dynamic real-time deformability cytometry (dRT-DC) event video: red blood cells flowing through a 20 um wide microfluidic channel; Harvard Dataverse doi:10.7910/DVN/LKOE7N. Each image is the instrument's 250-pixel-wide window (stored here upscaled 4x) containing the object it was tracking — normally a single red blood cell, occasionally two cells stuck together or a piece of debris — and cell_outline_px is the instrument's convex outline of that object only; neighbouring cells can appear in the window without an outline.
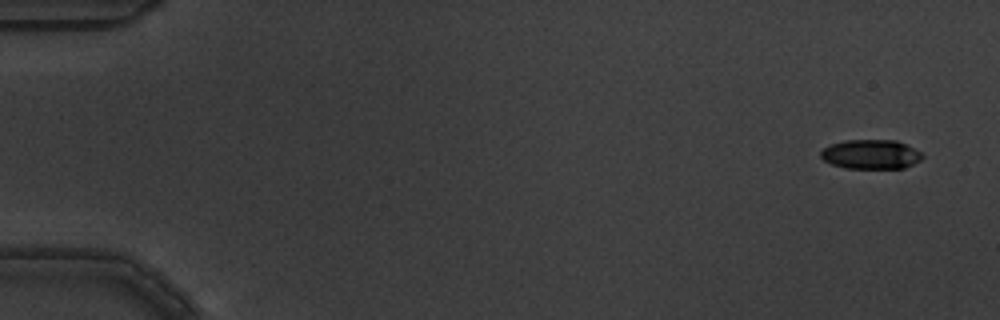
{"species": "common noctule bat (a hibernating species)", "species_latin": "Nyctalus noctula", "temperature_condition": "warm", "stored_images_in_passage": 11, "camera_frame_rate_fps": 3000, "um_per_image_px": 0.085, "animal": {"sex": "male", "body_mass_g": 19.5, "forearm_length_mm": 54.6}, "frame": {"image": 1, "passage_image": 1, "time_ms": 0.0, "image_size_px": [1000, 320], "cell_outline_px": [[924, 156], [920, 160], [904, 168], [848, 168], [832, 164], [824, 160], [820, 156], [820, 152], [824, 148], [832, 144], [844, 140], [896, 140], [920, 152]], "centroid_in_image_um": [74.01, 13.11], "position_along_channel_um": 11.0, "area_um2": 17.17}}
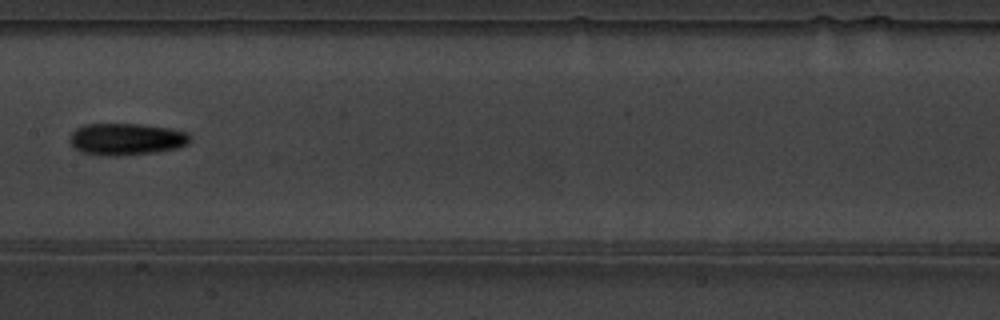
{"frame": {"image": 2, "passage_image": 8, "time_ms": 2.333, "image_size_px": [1000, 320], "cell_outline_px": [[192, 136], [188, 144], [176, 148], [156, 152], [116, 156], [108, 156], [80, 152], [68, 140], [72, 132], [76, 128], [84, 124], [140, 124], [172, 128], [188, 132]], "centroid_in_image_um": [10.76, 11.82], "position_along_channel_um": 196.6, "area_um2": 22.54}}
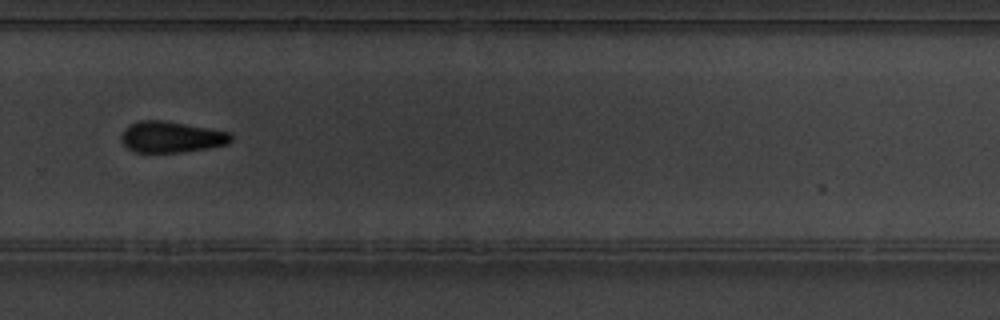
{"frame": {"image": 3, "passage_image": 11, "time_ms": 3.333, "image_size_px": [1000, 320], "cell_outline_px": [[232, 140], [228, 144], [208, 148], [180, 152], [136, 152], [128, 148], [120, 140], [120, 136], [124, 128], [128, 124], [140, 120], [164, 120], [208, 128], [228, 132], [232, 136]], "centroid_in_image_um": [14.52, 11.63], "position_along_channel_um": 315.3, "area_um2": 19.94}}